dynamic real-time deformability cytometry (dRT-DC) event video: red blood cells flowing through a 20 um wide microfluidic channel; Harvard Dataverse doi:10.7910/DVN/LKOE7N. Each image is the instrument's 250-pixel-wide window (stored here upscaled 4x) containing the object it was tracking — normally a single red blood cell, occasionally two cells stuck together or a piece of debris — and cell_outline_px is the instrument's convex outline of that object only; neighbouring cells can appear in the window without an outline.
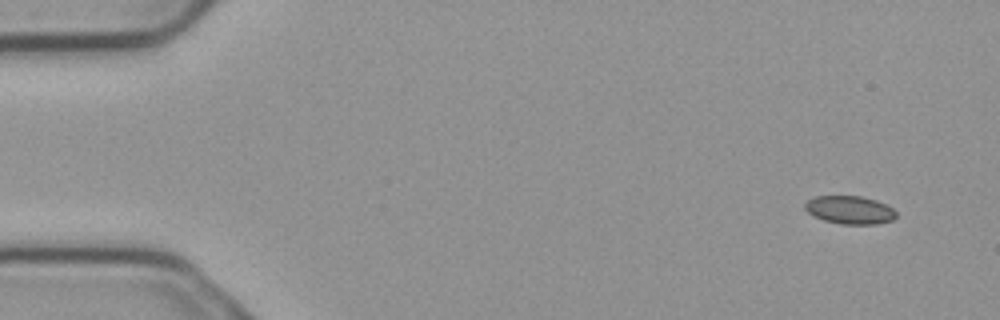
{"species": "common noctule bat (a hibernating species)", "species_latin": "Nyctalus noctula", "temperature_condition": "cold", "stored_images_in_passage": 6, "camera_frame_rate_fps": 3000, "um_per_image_px": 0.085, "animal": {"sex": "male", "body_mass_g": 23.1, "forearm_length_mm": 52.7}, "frame": {"image": 1, "passage_image": 6, "time_ms": 1.667, "image_size_px": [1000, 320], "cell_outline_px": [[896, 216], [892, 220], [876, 224], [840, 224], [824, 220], [808, 212], [804, 208], [804, 204], [808, 200], [816, 196], [860, 196], [876, 200], [892, 208], [896, 212]], "centroid_in_image_um": [72.23, 17.84], "position_along_channel_um": 12.8, "area_um2": 14.8}}